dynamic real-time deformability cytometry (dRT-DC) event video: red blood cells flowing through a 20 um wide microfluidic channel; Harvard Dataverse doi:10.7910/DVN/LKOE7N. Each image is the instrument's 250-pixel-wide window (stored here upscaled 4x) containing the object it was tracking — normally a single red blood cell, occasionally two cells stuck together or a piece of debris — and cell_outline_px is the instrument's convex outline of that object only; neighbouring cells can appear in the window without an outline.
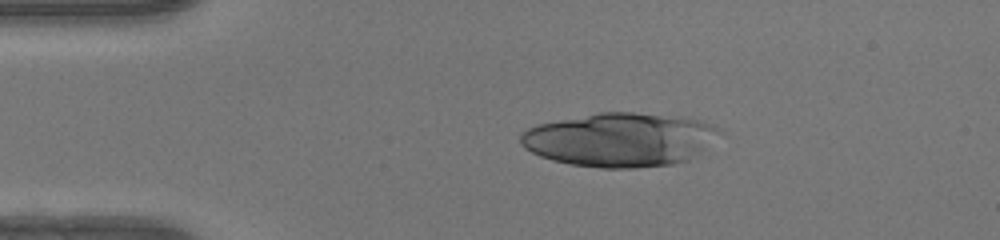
{"species": "human", "species_latin": "Homo sapiens", "temperature_condition": "warm", "stored_images_in_passage": 47, "camera_frame_rate_fps": 3000, "um_per_image_px": 0.085, "donor": {"sex": "female"}, "frame": {"image": 1, "passage_image": 9, "time_ms": 2.667, "image_size_px": [1000, 240], "cell_outline_px": [[724, 132], [704, 148], [688, 160], [672, 164], [636, 168], [600, 168], [572, 164], [552, 160], [540, 156], [524, 148], [520, 144], [520, 136], [528, 128], [540, 124], [600, 112], [632, 112], [692, 116], [704, 120], [720, 128]], "centroid_in_image_um": [52.77, 11.85], "position_along_channel_um": 32.2, "area_um2": 62.77}}